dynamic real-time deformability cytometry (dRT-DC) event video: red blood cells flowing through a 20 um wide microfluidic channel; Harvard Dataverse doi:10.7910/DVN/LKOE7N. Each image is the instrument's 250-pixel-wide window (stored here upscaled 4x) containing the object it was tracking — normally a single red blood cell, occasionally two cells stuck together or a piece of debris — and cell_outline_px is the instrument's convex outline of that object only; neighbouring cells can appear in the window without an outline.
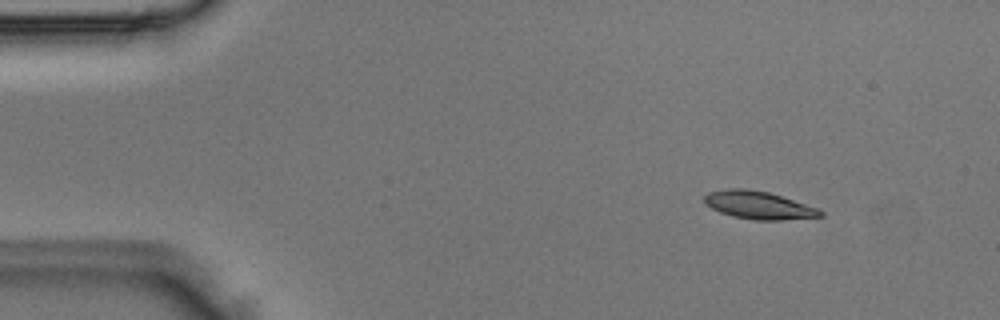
{"species": "Egyptian fruit bat (a non-hibernating species)", "species_latin": "Rousettus aegyptiacus", "temperature_condition": "room temperature", "stored_images_in_passage": 3, "camera_frame_rate_fps": 3000, "um_per_image_px": 0.085, "animal": {"sex": "male"}, "frame": {"image": 1, "passage_image": 1, "time_ms": 0.0, "image_size_px": [1000, 320], "cell_outline_px": [[824, 216], [780, 220], [752, 220], [732, 216], [720, 212], [704, 204], [704, 196], [708, 192], [728, 188], [748, 188], [768, 192], [820, 208], [824, 212]], "centroid_in_image_um": [64.49, 17.43], "position_along_channel_um": 20.5, "area_um2": 19.02}}